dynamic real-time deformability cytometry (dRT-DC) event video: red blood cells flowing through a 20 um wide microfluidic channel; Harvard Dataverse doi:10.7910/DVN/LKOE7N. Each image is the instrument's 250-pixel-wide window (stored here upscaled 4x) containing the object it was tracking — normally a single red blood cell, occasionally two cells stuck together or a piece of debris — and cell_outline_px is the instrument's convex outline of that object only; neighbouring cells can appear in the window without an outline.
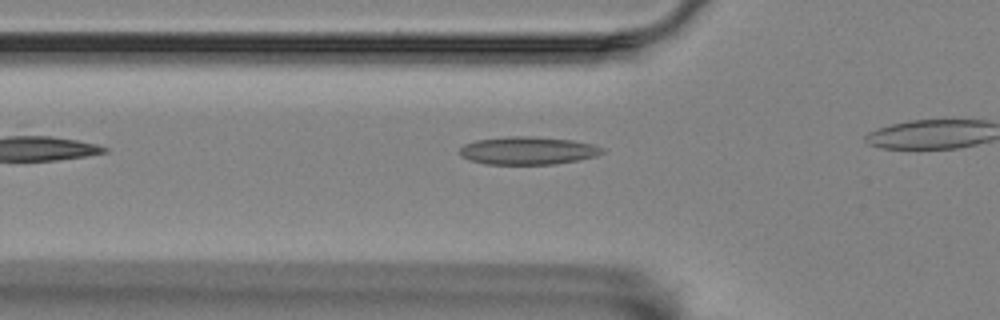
{"species": "Egyptian fruit bat (a non-hibernating species)", "species_latin": "Rousettus aegyptiacus", "temperature_condition": "room temperature", "stored_images_in_passage": 16, "camera_frame_rate_fps": 3000, "um_per_image_px": 0.085, "animal": {"sex": "female"}, "frame": {"image": 1, "passage_image": 5, "time_ms": 1.333, "image_size_px": [1000, 320], "cell_outline_px": [[604, 152], [596, 156], [556, 164], [484, 164], [468, 160], [460, 156], [456, 152], [464, 144], [476, 140], [508, 136], [536, 136], [572, 140], [592, 144], [604, 148]], "centroid_in_image_um": [44.81, 12.8], "position_along_channel_um": 81.0, "area_um2": 23.41}}
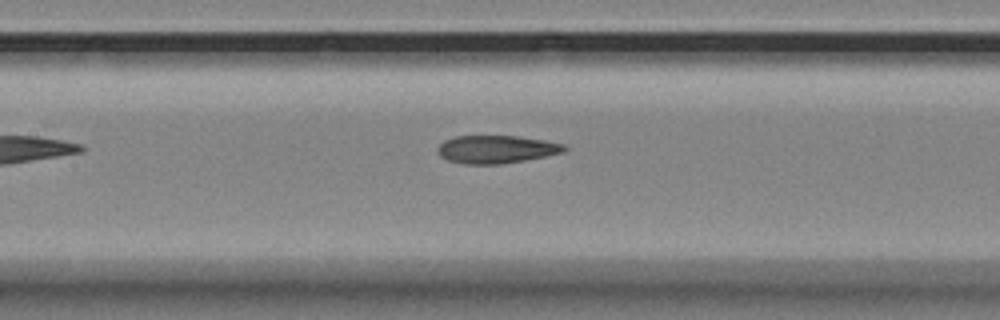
{"frame": {"image": 2, "passage_image": 12, "time_ms": 3.667, "image_size_px": [1000, 320], "cell_outline_px": [[568, 148], [564, 152], [524, 160], [500, 164], [464, 164], [448, 160], [440, 156], [436, 152], [436, 148], [444, 140], [456, 136], [520, 136], [544, 140], [564, 144]], "centroid_in_image_um": [42.16, 12.69], "position_along_channel_um": 165.2, "area_um2": 20.63}}